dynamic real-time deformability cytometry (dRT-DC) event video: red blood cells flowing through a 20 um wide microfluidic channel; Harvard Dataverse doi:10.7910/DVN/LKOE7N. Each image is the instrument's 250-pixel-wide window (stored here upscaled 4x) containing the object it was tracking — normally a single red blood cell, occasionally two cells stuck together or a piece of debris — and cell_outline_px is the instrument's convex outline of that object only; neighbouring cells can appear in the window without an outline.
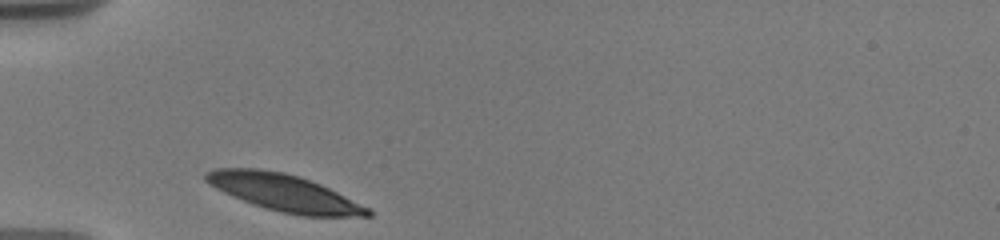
{"species": "human", "species_latin": "Homo sapiens", "temperature_condition": "warm", "stored_images_in_passage": 25, "camera_frame_rate_fps": 3000, "um_per_image_px": 0.085, "donor": {"sex": "male"}, "frame": {"image": 1, "passage_image": 1, "time_ms": 0.0, "image_size_px": [1000, 240], "cell_outline_px": [[372, 216], [300, 216], [280, 212], [232, 196], [216, 188], [204, 180], [204, 172], [216, 168], [256, 168], [284, 172], [320, 184], [372, 208]], "centroid_in_image_um": [24.17, 16.38], "position_along_channel_um": 60.8, "area_um2": 34.56}}
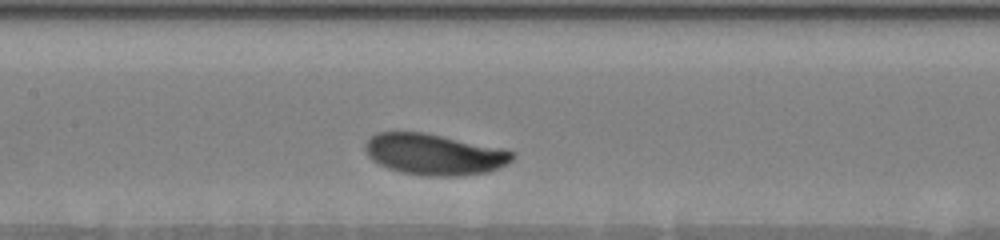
{"frame": {"image": 2, "passage_image": 9, "time_ms": 3.333, "image_size_px": [1000, 240], "cell_outline_px": [[516, 156], [508, 164], [500, 168], [488, 172], [460, 176], [424, 176], [400, 172], [388, 168], [372, 160], [368, 156], [364, 148], [364, 144], [376, 132], [424, 132], [500, 148], [516, 152]], "centroid_in_image_um": [36.93, 13.13], "position_along_channel_um": 170.5, "area_um2": 35.43}}
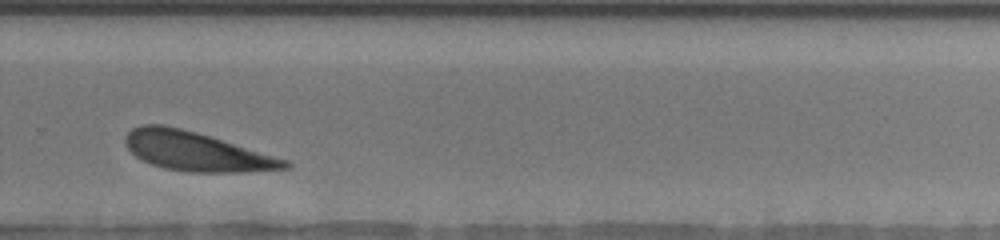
{"frame": {"image": 3, "passage_image": 19, "time_ms": 7.333, "image_size_px": [1000, 240], "cell_outline_px": [[292, 164], [288, 168], [248, 172], [188, 172], [164, 168], [152, 164], [136, 156], [128, 148], [124, 140], [124, 136], [132, 128], [140, 124], [164, 124], [196, 132], [288, 160]], "centroid_in_image_um": [16.66, 12.87], "position_along_channel_um": 313.1, "area_um2": 36.07}, "authors_computed_cell_mechanics": {"area_um2": 35.6626, "velocity_mm_per_s": 3.574, "shape_relaxation_time_tau1_ms": null, "shape_relaxation_time_tau2_ms": 8.6066, "deformation_change_tau1": null, "deformation_change_tau2": 0.1932}}